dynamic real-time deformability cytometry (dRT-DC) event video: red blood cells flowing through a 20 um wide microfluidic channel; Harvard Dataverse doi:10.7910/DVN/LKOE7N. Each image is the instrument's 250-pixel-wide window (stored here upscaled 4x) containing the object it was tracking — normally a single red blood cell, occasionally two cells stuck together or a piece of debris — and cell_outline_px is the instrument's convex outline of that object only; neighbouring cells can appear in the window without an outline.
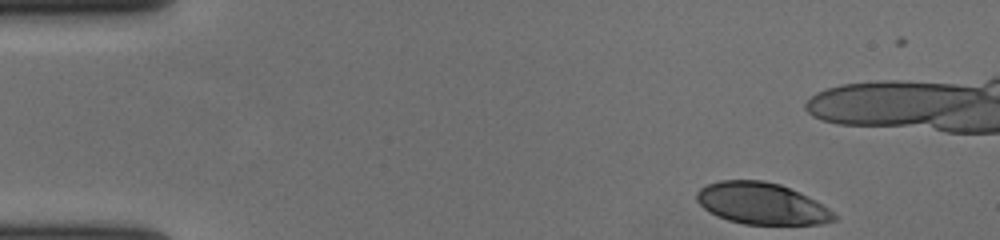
{"species": "human", "species_latin": "Homo sapiens", "temperature_condition": "cold", "stored_images_in_passage": 52, "camera_frame_rate_fps": 3000, "um_per_image_px": 0.085, "donor": {"sex": "female"}, "frame": {"image": 1, "passage_image": 1, "time_ms": 0.0, "image_size_px": [1000, 240], "cell_outline_px": [[836, 220], [820, 224], [744, 224], [728, 220], [704, 208], [696, 200], [696, 192], [700, 188], [708, 184], [720, 180], [764, 180], [780, 184], [808, 196], [828, 208], [836, 216]], "centroid_in_image_um": [64.74, 17.29], "position_along_channel_um": 20.3, "area_um2": 33.06}}
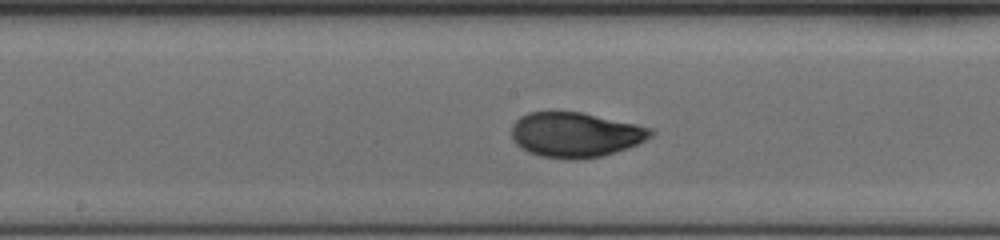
{"frame": {"image": 2, "passage_image": 24, "time_ms": 7.667, "image_size_px": [1000, 240], "cell_outline_px": [[656, 132], [652, 136], [628, 148], [600, 156], [576, 160], [572, 160], [540, 156], [528, 152], [520, 148], [512, 140], [512, 124], [520, 116], [528, 112], [548, 108], [580, 112], [636, 124], [652, 128]], "centroid_in_image_um": [48.85, 11.41], "position_along_channel_um": 199.4, "area_um2": 37.22}}
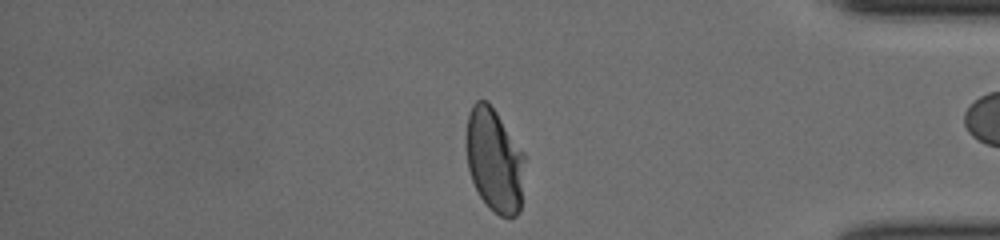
{"frame": {"image": 3, "passage_image": 42, "time_ms": 13.667, "image_size_px": [1000, 240], "cell_outline_px": [[524, 160], [520, 212], [516, 216], [500, 216], [492, 212], [488, 208], [480, 196], [472, 180], [468, 168], [464, 144], [464, 140], [468, 116], [472, 104], [476, 100], [488, 100], [524, 152]], "centroid_in_image_um": [41.99, 13.6], "position_along_channel_um": 393.2, "area_um2": 35.78}, "authors_computed_cell_mechanics": {"area_um2": 36.0383, "velocity_mm_per_s": 3.664, "shape_relaxation_time_tau1_ms": 3.9246, "shape_relaxation_time_tau2_ms": null, "deformation_change_tau1": 0.1828, "deformation_change_tau2": null}}